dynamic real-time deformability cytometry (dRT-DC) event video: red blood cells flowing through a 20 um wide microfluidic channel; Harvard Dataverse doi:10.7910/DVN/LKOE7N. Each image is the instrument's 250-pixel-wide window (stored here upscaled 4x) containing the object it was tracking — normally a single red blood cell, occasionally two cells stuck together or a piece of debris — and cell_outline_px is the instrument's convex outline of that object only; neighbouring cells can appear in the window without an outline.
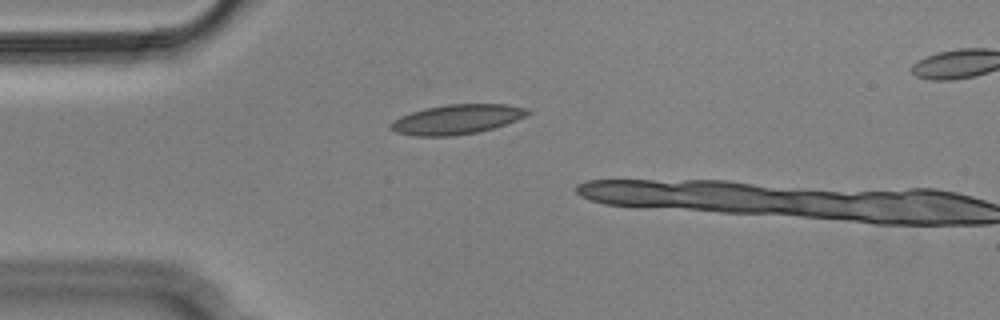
{"species": "Egyptian fruit bat (a non-hibernating species)", "species_latin": "Rousettus aegyptiacus", "temperature_condition": "cold", "stored_images_in_passage": 4, "camera_frame_rate_fps": 3000, "um_per_image_px": 0.085, "animal": {"sex": "male"}, "frame": {"image": 1, "passage_image": 3, "time_ms": 0.667, "image_size_px": [1000, 320], "cell_outline_px": [[532, 112], [516, 120], [492, 128], [476, 132], [452, 136], [412, 136], [396, 132], [388, 128], [388, 124], [392, 120], [400, 116], [424, 108], [448, 104], [508, 104], [528, 108]], "centroid_in_image_um": [38.78, 10.14], "position_along_channel_um": 46.2, "area_um2": 23.76}}